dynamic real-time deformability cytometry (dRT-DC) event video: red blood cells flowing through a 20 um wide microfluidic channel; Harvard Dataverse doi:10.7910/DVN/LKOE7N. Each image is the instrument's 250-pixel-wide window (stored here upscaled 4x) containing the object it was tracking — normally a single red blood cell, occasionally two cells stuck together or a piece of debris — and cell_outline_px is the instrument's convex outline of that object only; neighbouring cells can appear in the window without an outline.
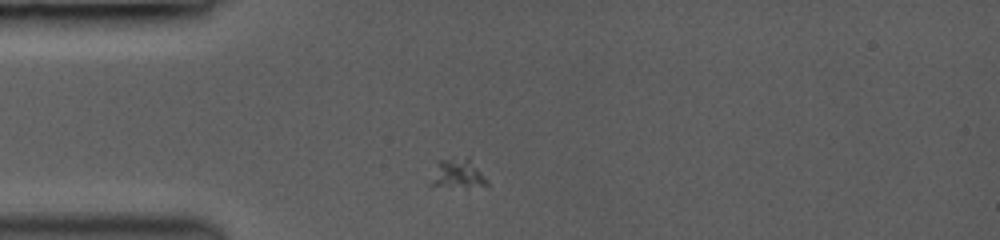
{"species": "common noctule bat (a hibernating species)", "species_latin": "Nyctalus noctula", "temperature_condition": "room temperature", "stored_images_in_passage": 3, "camera_frame_rate_fps": 3000, "um_per_image_px": 0.085, "animal": {"sex": "female", "body_mass_g": 19.0, "forearm_length_mm": 53.3}, "frame": {"image": 1, "passage_image": 1, "time_ms": 0.0, "image_size_px": [1000, 240], "cell_outline_px": [[488, 188], [468, 188], [428, 184], [436, 160], [452, 156], [468, 156], [480, 172], [488, 184]], "centroid_in_image_um": [38.87, 14.74], "position_along_channel_um": 46.1, "area_um2": 10.17}}